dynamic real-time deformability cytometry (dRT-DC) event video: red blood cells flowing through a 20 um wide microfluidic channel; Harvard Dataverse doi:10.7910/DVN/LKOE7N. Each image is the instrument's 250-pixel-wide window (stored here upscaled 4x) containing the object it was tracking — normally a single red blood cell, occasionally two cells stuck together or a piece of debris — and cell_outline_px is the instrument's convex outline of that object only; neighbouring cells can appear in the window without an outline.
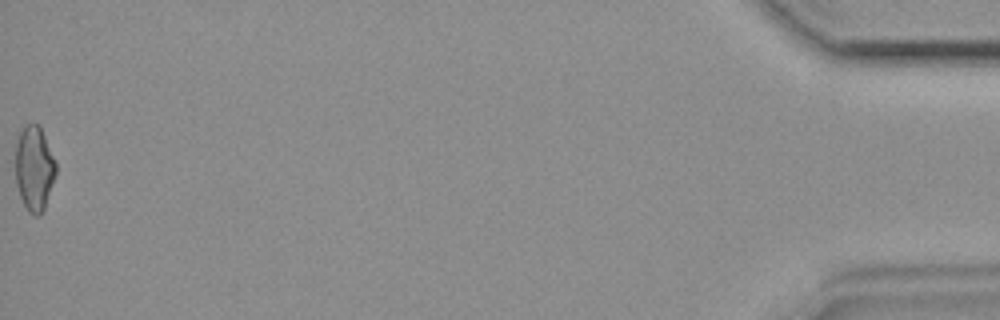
{"species": "common noctule bat (a hibernating species)", "species_latin": "Nyctalus noctula", "temperature_condition": "room temperature", "stored_images_in_passage": 46, "camera_frame_rate_fps": 3000, "um_per_image_px": 0.085, "animal": {"sex": "female", "body_mass_g": 19.9}, "frame": {"image": 1, "passage_image": 46, "time_ms": 15.0, "image_size_px": [1000, 320], "cell_outline_px": [[56, 172], [44, 208], [40, 216], [36, 216], [28, 212], [20, 196], [16, 184], [16, 140], [24, 124], [36, 124], [40, 128], [44, 136], [56, 164]], "centroid_in_image_um": [2.89, 14.32], "position_along_channel_um": 432.3, "area_um2": 19.65}}